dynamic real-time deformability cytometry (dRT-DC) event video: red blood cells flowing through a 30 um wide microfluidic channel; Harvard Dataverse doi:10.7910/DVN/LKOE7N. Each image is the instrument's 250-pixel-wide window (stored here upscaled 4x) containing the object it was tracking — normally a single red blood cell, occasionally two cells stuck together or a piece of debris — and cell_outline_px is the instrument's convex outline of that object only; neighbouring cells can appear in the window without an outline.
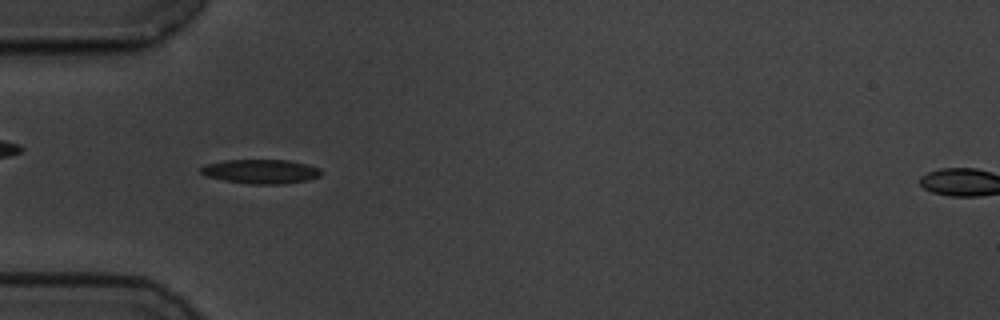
{"species": "common noctule bat (a hibernating species)", "species_latin": "Nyctalus noctula", "temperature_condition": "cold", "stored_images_in_passage": 57, "camera_frame_rate_fps": 3000, "um_per_image_px": 0.085, "animal": {"sex": "male", "body_mass_g": 19.5, "forearm_length_mm": 54.6}, "frame": {"image": 1, "passage_image": 17, "time_ms": 5.333, "image_size_px": [1000, 320], "cell_outline_px": [[324, 172], [320, 176], [308, 180], [280, 184], [252, 184], [224, 180], [208, 176], [200, 172], [200, 168], [204, 164], [224, 160], [288, 160], [308, 164], [320, 168]], "centroid_in_image_um": [22.21, 14.56], "position_along_channel_um": 62.8, "area_um2": 17.05}}
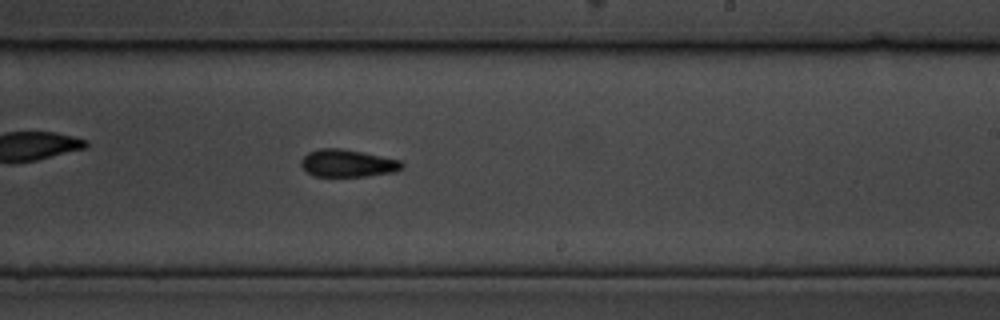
{"frame": {"image": 2, "passage_image": 34, "time_ms": 11.0, "image_size_px": [1000, 320], "cell_outline_px": [[404, 168], [396, 172], [368, 176], [312, 176], [300, 164], [300, 160], [308, 152], [320, 148], [340, 148], [400, 160], [404, 164]], "centroid_in_image_um": [29.55, 13.88], "position_along_channel_um": 259.4, "area_um2": 16.13}}
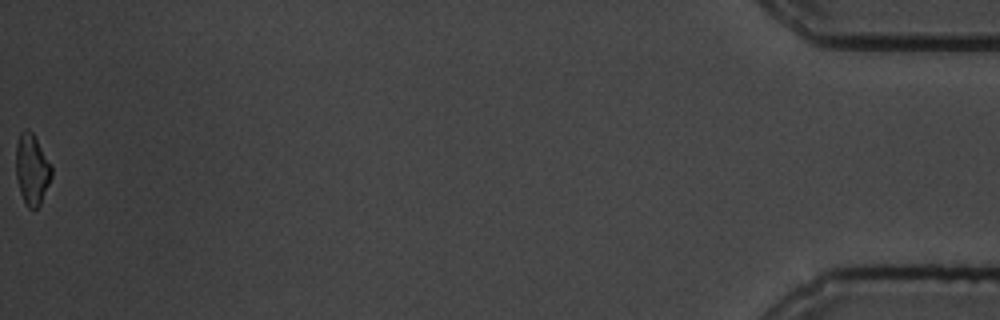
{"frame": {"image": 3, "passage_image": 57, "time_ms": 18.667, "image_size_px": [1000, 320], "cell_outline_px": [[52, 176], [40, 204], [36, 208], [28, 208], [20, 192], [16, 176], [16, 144], [20, 132], [24, 128], [28, 128], [32, 132], [52, 164]], "centroid_in_image_um": [2.72, 14.35], "position_along_channel_um": 432.5, "area_um2": 14.74}, "authors_computed_cell_mechanics": {"area_um2": 15.9528, "velocity_mm_per_s": 3.5058, "shape_relaxation_time_tau1_ms": 2.4532, "shape_relaxation_time_tau2_ms": null, "deformation_change_tau1": 0.0892, "deformation_change_tau2": null}}